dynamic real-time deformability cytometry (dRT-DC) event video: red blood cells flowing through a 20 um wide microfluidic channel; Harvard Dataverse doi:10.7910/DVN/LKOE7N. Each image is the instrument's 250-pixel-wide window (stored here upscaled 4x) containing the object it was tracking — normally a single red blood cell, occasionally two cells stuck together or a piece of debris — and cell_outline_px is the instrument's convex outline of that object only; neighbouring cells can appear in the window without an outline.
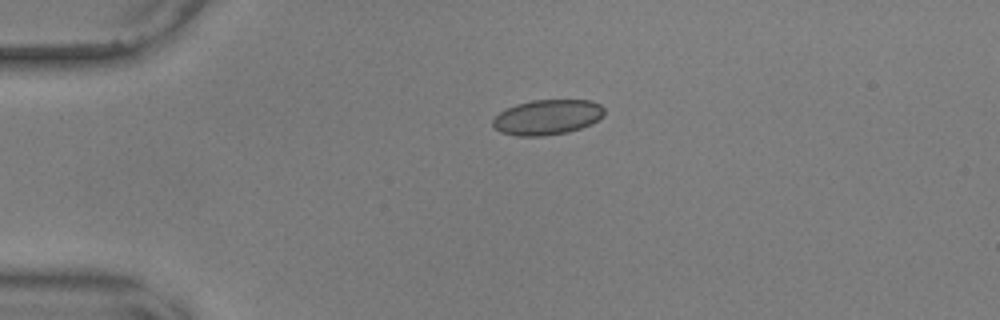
{"species": "common noctule bat (a hibernating species)", "species_latin": "Nyctalus noctula", "temperature_condition": "warm", "stored_images_in_passage": 44, "camera_frame_rate_fps": 3000, "um_per_image_px": 0.085, "animal": {"sex": "male", "body_mass_g": 17.9, "forearm_length_mm": 54.2}, "frame": {"image": 1, "passage_image": 1, "time_ms": 0.0, "image_size_px": [1000, 320], "cell_outline_px": [[604, 116], [592, 124], [568, 132], [544, 136], [516, 136], [500, 132], [492, 124], [492, 120], [500, 112], [516, 104], [532, 100], [592, 100], [600, 104], [604, 108]], "centroid_in_image_um": [46.54, 9.96], "position_along_channel_um": 38.5, "area_um2": 22.95}}
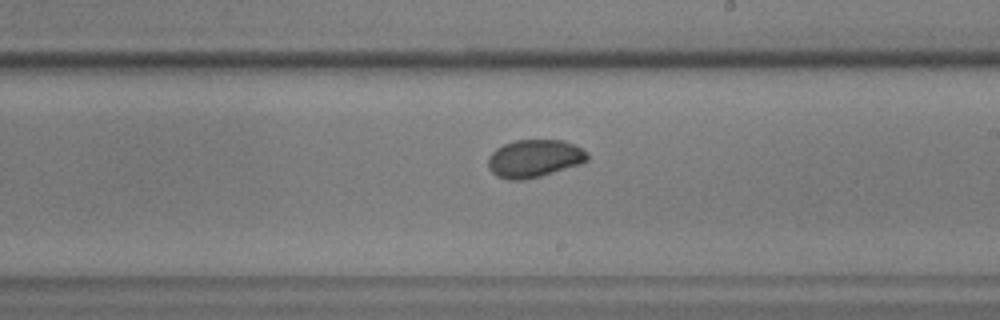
{"frame": {"image": 2, "passage_image": 21, "time_ms": 6.667, "image_size_px": [1000, 320], "cell_outline_px": [[588, 160], [580, 164], [540, 176], [524, 180], [508, 180], [496, 176], [488, 168], [488, 156], [496, 148], [504, 144], [516, 140], [564, 140], [588, 152]], "centroid_in_image_um": [45.39, 13.47], "position_along_channel_um": 243.6, "area_um2": 21.85}}
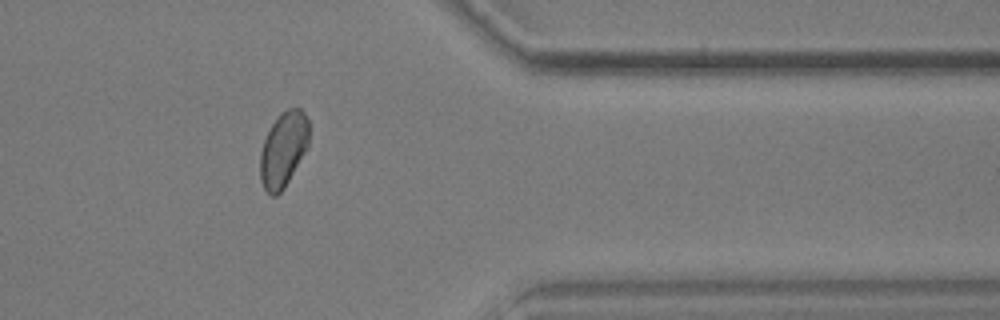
{"frame": {"image": 3, "passage_image": 34, "time_ms": 11.0, "image_size_px": [1000, 320], "cell_outline_px": [[308, 144], [304, 152], [284, 188], [276, 196], [272, 196], [264, 188], [260, 180], [260, 152], [264, 140], [272, 124], [280, 112], [288, 108], [300, 108], [304, 112], [308, 120]], "centroid_in_image_um": [24.07, 12.68], "position_along_channel_um": 387.3, "area_um2": 21.1}, "authors_computed_cell_mechanics": {"area_um2": 21.8484, "velocity_mm_per_s": 3.6224, "shape_relaxation_time_tau1_ms": 4.8994, "shape_relaxation_time_tau2_ms": null, "deformation_change_tau1": 0.0827, "deformation_change_tau2": null}}